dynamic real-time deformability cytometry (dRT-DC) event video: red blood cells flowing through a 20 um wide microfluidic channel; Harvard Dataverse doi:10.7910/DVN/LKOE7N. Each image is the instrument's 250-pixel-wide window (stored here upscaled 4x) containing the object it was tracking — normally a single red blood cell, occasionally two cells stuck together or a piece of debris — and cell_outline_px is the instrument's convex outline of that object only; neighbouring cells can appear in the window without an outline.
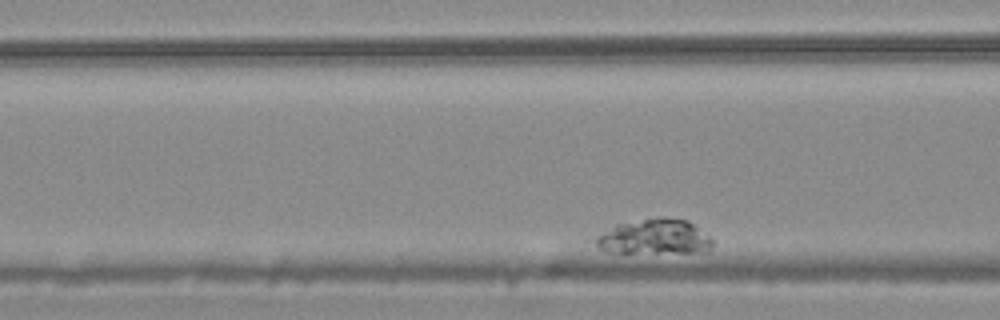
{"species": "common noctule bat (a hibernating species)", "species_latin": "Nyctalus noctula", "temperature_condition": "warm", "stored_images_in_passage": 36, "camera_frame_rate_fps": 3000, "um_per_image_px": 0.085, "animal": {"sex": "male", "body_mass_g": 20.4}, "frame": {"image": 1, "passage_image": 6, "time_ms": 1.667, "image_size_px": [1000, 320], "cell_outline_px": [[712, 244], [708, 252], [604, 252], [596, 244], [596, 236], [616, 224], [660, 216], [664, 216], [688, 220], [712, 236]], "centroid_in_image_um": [55.68, 20.12], "position_along_channel_um": 110.9, "area_um2": 24.1}}
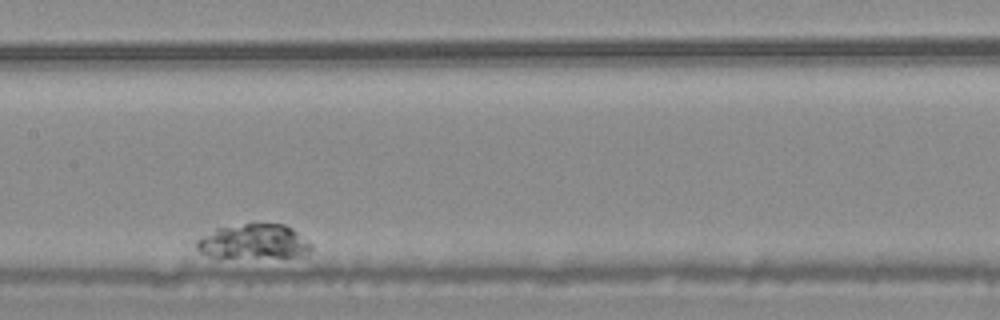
{"frame": {"image": 2, "passage_image": 15, "time_ms": 4.667, "image_size_px": [1000, 320], "cell_outline_px": [[312, 252], [308, 256], [208, 256], [200, 252], [192, 244], [196, 240], [216, 228], [244, 224], [284, 224], [292, 228], [312, 244]], "centroid_in_image_um": [21.58, 20.53], "position_along_channel_um": 185.8, "area_um2": 22.89}}
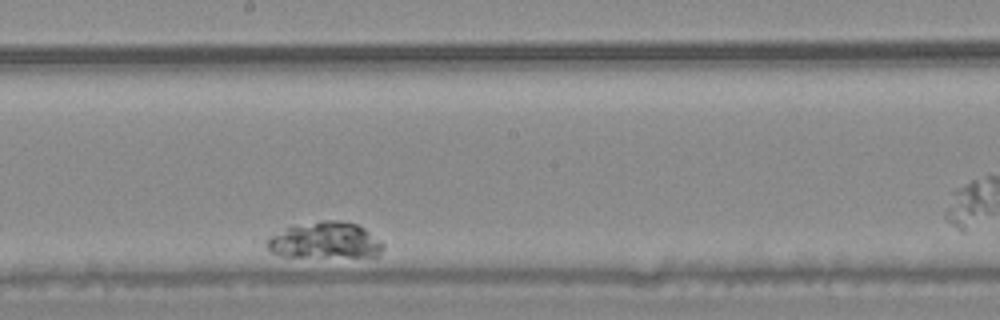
{"frame": {"image": 3, "passage_image": 19, "time_ms": 6.0, "image_size_px": [1000, 320], "cell_outline_px": [[384, 248], [380, 256], [280, 256], [272, 252], [268, 248], [264, 240], [284, 228], [320, 220], [336, 220], [356, 224], [364, 228], [384, 244]], "centroid_in_image_um": [27.62, 20.43], "position_along_channel_um": 220.6, "area_um2": 24.45}}